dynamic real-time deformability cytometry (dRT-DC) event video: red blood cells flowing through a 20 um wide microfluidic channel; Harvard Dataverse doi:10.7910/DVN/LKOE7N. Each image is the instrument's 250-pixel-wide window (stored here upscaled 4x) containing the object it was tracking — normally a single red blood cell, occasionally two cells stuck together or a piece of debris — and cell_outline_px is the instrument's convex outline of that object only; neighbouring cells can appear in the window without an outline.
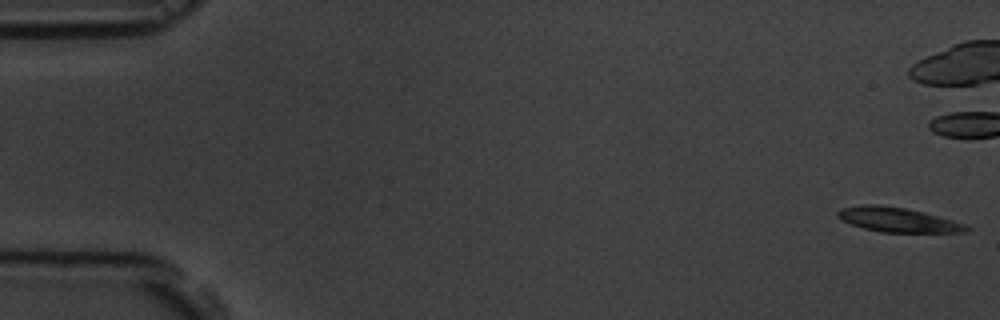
{"species": "common noctule bat (a hibernating species)", "species_latin": "Nyctalus noctula", "temperature_condition": "room temperature", "stored_images_in_passage": 12, "camera_frame_rate_fps": 3000, "um_per_image_px": 0.085, "animal": {"sex": "male", "body_mass_g": 19.5, "forearm_length_mm": 54.6}, "frame": {"image": 1, "passage_image": 1, "time_ms": 0.0, "image_size_px": [1000, 320], "cell_outline_px": [[968, 232], [880, 232], [864, 228], [840, 220], [836, 216], [836, 212], [840, 208], [864, 204], [876, 204], [904, 208], [924, 212], [952, 220], [964, 224], [968, 228]], "centroid_in_image_um": [76.24, 18.67], "position_along_channel_um": 8.8, "area_um2": 18.26}}